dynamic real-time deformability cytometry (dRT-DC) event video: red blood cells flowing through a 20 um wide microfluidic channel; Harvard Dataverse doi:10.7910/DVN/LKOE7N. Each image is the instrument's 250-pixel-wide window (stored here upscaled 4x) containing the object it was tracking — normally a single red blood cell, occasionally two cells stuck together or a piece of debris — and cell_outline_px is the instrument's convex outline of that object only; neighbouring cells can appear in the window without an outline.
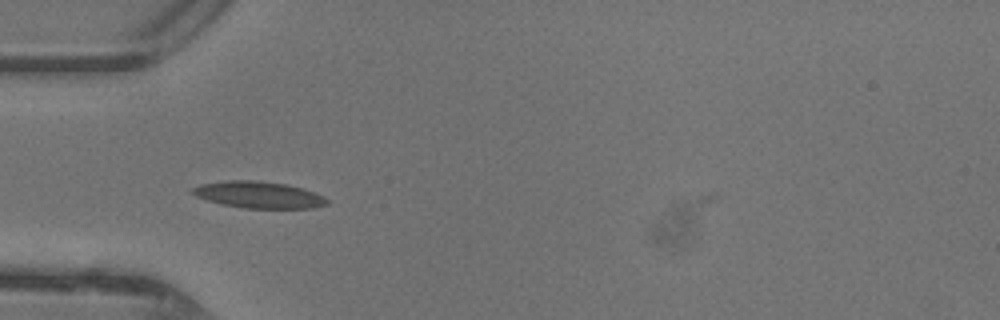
{"species": "common noctule bat (a hibernating species)", "species_latin": "Nyctalus noctula", "temperature_condition": "warm", "stored_images_in_passage": 24, "camera_frame_rate_fps": 3000, "um_per_image_px": 0.085, "animal": {"sex": "female"}, "frame": {"image": 1, "passage_image": 1, "time_ms": 0.0, "image_size_px": [1000, 320], "cell_outline_px": [[328, 204], [312, 208], [244, 208], [220, 204], [196, 196], [192, 192], [192, 188], [200, 184], [228, 180], [256, 180], [288, 184], [304, 188], [324, 196], [328, 200]], "centroid_in_image_um": [22.01, 16.55], "position_along_channel_um": 63.0, "area_um2": 20.98}}
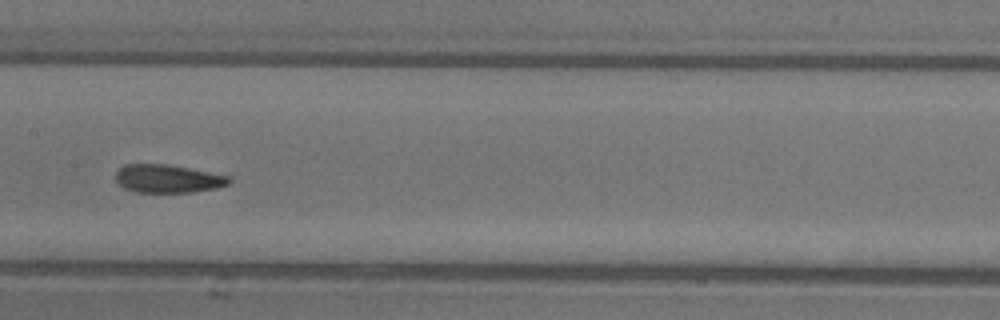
{"frame": {"image": 2, "passage_image": 10, "time_ms": 3.0, "image_size_px": [1000, 320], "cell_outline_px": [[232, 180], [228, 184], [216, 188], [192, 192], [136, 192], [124, 188], [116, 180], [116, 172], [124, 164], [168, 164], [228, 176]], "centroid_in_image_um": [14.24, 15.19], "position_along_channel_um": 193.2, "area_um2": 18.44}}
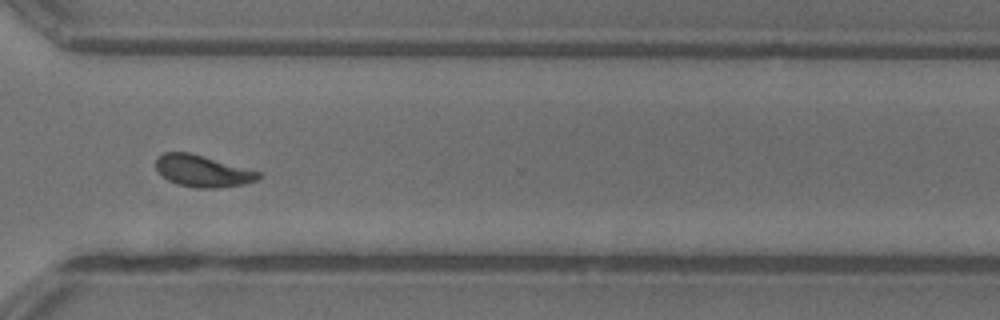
{"frame": {"image": 3, "passage_image": 21, "time_ms": 6.667, "image_size_px": [1000, 320], "cell_outline_px": [[260, 176], [256, 180], [244, 184], [216, 188], [196, 188], [180, 184], [168, 180], [156, 168], [156, 160], [164, 152], [188, 152], [260, 172]], "centroid_in_image_um": [17.21, 14.54], "position_along_channel_um": 353.4, "area_um2": 18.44}, "authors_computed_cell_mechanics": {"area_um2": 18.8428, "velocity_mm_per_s": 4.3837, "shape_relaxation_time_tau1_ms": 4.2494, "shape_relaxation_time_tau2_ms": 1.2487, "deformation_change_tau1": 0.1655, "deformation_change_tau2": 0.0758}}